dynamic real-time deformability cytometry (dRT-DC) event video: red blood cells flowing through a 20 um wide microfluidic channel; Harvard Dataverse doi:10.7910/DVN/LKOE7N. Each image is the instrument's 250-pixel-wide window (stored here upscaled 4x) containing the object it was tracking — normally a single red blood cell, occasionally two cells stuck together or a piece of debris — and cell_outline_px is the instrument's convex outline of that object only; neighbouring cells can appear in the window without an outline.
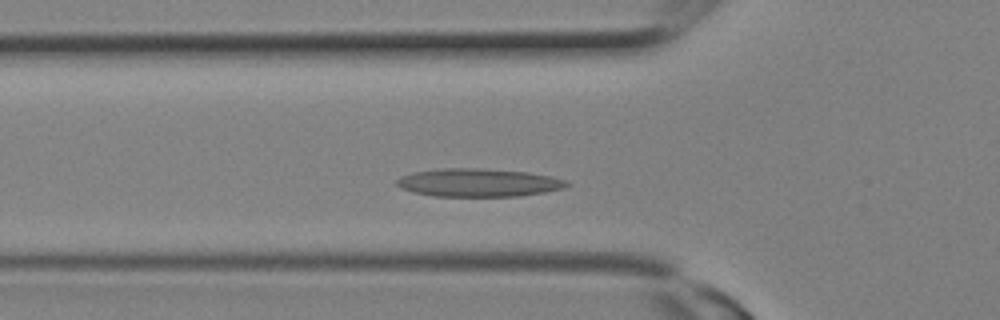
{"species": "Egyptian fruit bat (a non-hibernating species)", "species_latin": "Rousettus aegyptiacus", "temperature_condition": "room temperature", "stored_images_in_passage": 8, "camera_frame_rate_fps": 3000, "um_per_image_px": 0.085, "animal": {"sex": "female"}, "frame": {"image": 1, "passage_image": 6, "time_ms": 1.667, "image_size_px": [1000, 320], "cell_outline_px": [[572, 184], [564, 188], [544, 192], [520, 196], [432, 196], [412, 192], [400, 188], [396, 184], [396, 180], [400, 176], [412, 172], [444, 168], [484, 168], [528, 172], [552, 176], [564, 180]], "centroid_in_image_um": [40.65, 15.52], "position_along_channel_um": 85.1, "area_um2": 28.09}}
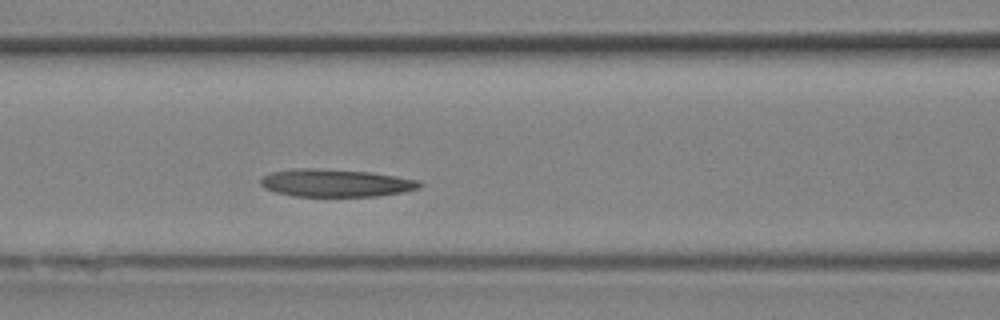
{"frame": {"image": 2, "passage_image": 8, "time_ms": 2.333, "image_size_px": [1000, 320], "cell_outline_px": [[424, 184], [420, 188], [404, 192], [376, 196], [292, 196], [276, 192], [264, 188], [260, 184], [260, 176], [272, 172], [296, 168], [312, 168], [368, 172], [396, 176], [420, 180]], "centroid_in_image_um": [28.54, 15.55], "position_along_channel_um": 138.1, "area_um2": 25.72}}